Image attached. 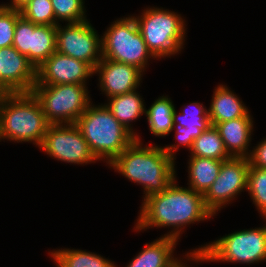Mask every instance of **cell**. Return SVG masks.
<instances>
[{
    "instance_id": "ac0fdd59",
    "label": "cell",
    "mask_w": 266,
    "mask_h": 267,
    "mask_svg": "<svg viewBox=\"0 0 266 267\" xmlns=\"http://www.w3.org/2000/svg\"><path fill=\"white\" fill-rule=\"evenodd\" d=\"M179 241L173 237L160 236L145 247L130 260L127 267H176L189 253L182 258L174 256L176 244Z\"/></svg>"
},
{
    "instance_id": "7402d4cb",
    "label": "cell",
    "mask_w": 266,
    "mask_h": 267,
    "mask_svg": "<svg viewBox=\"0 0 266 267\" xmlns=\"http://www.w3.org/2000/svg\"><path fill=\"white\" fill-rule=\"evenodd\" d=\"M56 267H118L102 255L80 249H57L49 251Z\"/></svg>"
},
{
    "instance_id": "f1b7e54d",
    "label": "cell",
    "mask_w": 266,
    "mask_h": 267,
    "mask_svg": "<svg viewBox=\"0 0 266 267\" xmlns=\"http://www.w3.org/2000/svg\"><path fill=\"white\" fill-rule=\"evenodd\" d=\"M247 158L249 166L266 168V138L253 147Z\"/></svg>"
},
{
    "instance_id": "52a82bcc",
    "label": "cell",
    "mask_w": 266,
    "mask_h": 267,
    "mask_svg": "<svg viewBox=\"0 0 266 267\" xmlns=\"http://www.w3.org/2000/svg\"><path fill=\"white\" fill-rule=\"evenodd\" d=\"M101 37L104 59L135 66L143 73L150 59L158 60L148 49L133 15L115 20Z\"/></svg>"
},
{
    "instance_id": "7c38bea8",
    "label": "cell",
    "mask_w": 266,
    "mask_h": 267,
    "mask_svg": "<svg viewBox=\"0 0 266 267\" xmlns=\"http://www.w3.org/2000/svg\"><path fill=\"white\" fill-rule=\"evenodd\" d=\"M12 46L37 69L56 51V26L37 25L21 15L16 22Z\"/></svg>"
},
{
    "instance_id": "d4e9b609",
    "label": "cell",
    "mask_w": 266,
    "mask_h": 267,
    "mask_svg": "<svg viewBox=\"0 0 266 267\" xmlns=\"http://www.w3.org/2000/svg\"><path fill=\"white\" fill-rule=\"evenodd\" d=\"M247 191L260 216L266 218V168L249 166Z\"/></svg>"
},
{
    "instance_id": "4316f807",
    "label": "cell",
    "mask_w": 266,
    "mask_h": 267,
    "mask_svg": "<svg viewBox=\"0 0 266 267\" xmlns=\"http://www.w3.org/2000/svg\"><path fill=\"white\" fill-rule=\"evenodd\" d=\"M21 15L37 25L57 26L51 0H31L21 10Z\"/></svg>"
},
{
    "instance_id": "3957f363",
    "label": "cell",
    "mask_w": 266,
    "mask_h": 267,
    "mask_svg": "<svg viewBox=\"0 0 266 267\" xmlns=\"http://www.w3.org/2000/svg\"><path fill=\"white\" fill-rule=\"evenodd\" d=\"M49 125L32 92L0 95V142H30L39 148Z\"/></svg>"
},
{
    "instance_id": "d6986e66",
    "label": "cell",
    "mask_w": 266,
    "mask_h": 267,
    "mask_svg": "<svg viewBox=\"0 0 266 267\" xmlns=\"http://www.w3.org/2000/svg\"><path fill=\"white\" fill-rule=\"evenodd\" d=\"M250 111L244 102L231 91L228 86L219 84L215 87L211 104L208 108V116L211 124L216 125L239 117L246 116Z\"/></svg>"
},
{
    "instance_id": "f546056e",
    "label": "cell",
    "mask_w": 266,
    "mask_h": 267,
    "mask_svg": "<svg viewBox=\"0 0 266 267\" xmlns=\"http://www.w3.org/2000/svg\"><path fill=\"white\" fill-rule=\"evenodd\" d=\"M31 0H11L8 4L2 5L9 9H14L20 11L23 7H25Z\"/></svg>"
},
{
    "instance_id": "1f68e13d",
    "label": "cell",
    "mask_w": 266,
    "mask_h": 267,
    "mask_svg": "<svg viewBox=\"0 0 266 267\" xmlns=\"http://www.w3.org/2000/svg\"><path fill=\"white\" fill-rule=\"evenodd\" d=\"M0 95H1V72H0Z\"/></svg>"
},
{
    "instance_id": "cb8c5ba5",
    "label": "cell",
    "mask_w": 266,
    "mask_h": 267,
    "mask_svg": "<svg viewBox=\"0 0 266 267\" xmlns=\"http://www.w3.org/2000/svg\"><path fill=\"white\" fill-rule=\"evenodd\" d=\"M189 152L190 156L212 158L219 161H225L231 158V156L225 150L219 131L214 125L203 131L194 140Z\"/></svg>"
},
{
    "instance_id": "4fadbf2b",
    "label": "cell",
    "mask_w": 266,
    "mask_h": 267,
    "mask_svg": "<svg viewBox=\"0 0 266 267\" xmlns=\"http://www.w3.org/2000/svg\"><path fill=\"white\" fill-rule=\"evenodd\" d=\"M93 75L94 69L88 63L55 51L37 68L35 85H86Z\"/></svg>"
},
{
    "instance_id": "277c9868",
    "label": "cell",
    "mask_w": 266,
    "mask_h": 267,
    "mask_svg": "<svg viewBox=\"0 0 266 267\" xmlns=\"http://www.w3.org/2000/svg\"><path fill=\"white\" fill-rule=\"evenodd\" d=\"M75 124L95 158L108 165L136 139L105 104L91 103Z\"/></svg>"
},
{
    "instance_id": "83f0119b",
    "label": "cell",
    "mask_w": 266,
    "mask_h": 267,
    "mask_svg": "<svg viewBox=\"0 0 266 267\" xmlns=\"http://www.w3.org/2000/svg\"><path fill=\"white\" fill-rule=\"evenodd\" d=\"M21 12L0 4V48L13 45L14 30Z\"/></svg>"
},
{
    "instance_id": "44dd1931",
    "label": "cell",
    "mask_w": 266,
    "mask_h": 267,
    "mask_svg": "<svg viewBox=\"0 0 266 267\" xmlns=\"http://www.w3.org/2000/svg\"><path fill=\"white\" fill-rule=\"evenodd\" d=\"M189 157L187 185L195 192L204 195L218 177L223 161L197 156Z\"/></svg>"
},
{
    "instance_id": "e0dca14e",
    "label": "cell",
    "mask_w": 266,
    "mask_h": 267,
    "mask_svg": "<svg viewBox=\"0 0 266 267\" xmlns=\"http://www.w3.org/2000/svg\"><path fill=\"white\" fill-rule=\"evenodd\" d=\"M253 118L250 112L237 119L220 122L215 125L223 140L225 150L231 157H248L254 131Z\"/></svg>"
},
{
    "instance_id": "ba28073f",
    "label": "cell",
    "mask_w": 266,
    "mask_h": 267,
    "mask_svg": "<svg viewBox=\"0 0 266 267\" xmlns=\"http://www.w3.org/2000/svg\"><path fill=\"white\" fill-rule=\"evenodd\" d=\"M87 85H34L33 95L39 101L50 125L74 124L92 103Z\"/></svg>"
},
{
    "instance_id": "6da1fadb",
    "label": "cell",
    "mask_w": 266,
    "mask_h": 267,
    "mask_svg": "<svg viewBox=\"0 0 266 267\" xmlns=\"http://www.w3.org/2000/svg\"><path fill=\"white\" fill-rule=\"evenodd\" d=\"M176 183L177 178L162 192L142 200L134 226L136 232L168 227L171 229L164 236L179 240L185 227L212 219L214 215L205 206L203 194Z\"/></svg>"
},
{
    "instance_id": "5bb4252c",
    "label": "cell",
    "mask_w": 266,
    "mask_h": 267,
    "mask_svg": "<svg viewBox=\"0 0 266 267\" xmlns=\"http://www.w3.org/2000/svg\"><path fill=\"white\" fill-rule=\"evenodd\" d=\"M1 95L31 92L37 69L13 46L0 48Z\"/></svg>"
},
{
    "instance_id": "30bf717a",
    "label": "cell",
    "mask_w": 266,
    "mask_h": 267,
    "mask_svg": "<svg viewBox=\"0 0 266 267\" xmlns=\"http://www.w3.org/2000/svg\"><path fill=\"white\" fill-rule=\"evenodd\" d=\"M56 51L88 63L93 69L103 59L102 37L90 20L56 26Z\"/></svg>"
},
{
    "instance_id": "ffe728a7",
    "label": "cell",
    "mask_w": 266,
    "mask_h": 267,
    "mask_svg": "<svg viewBox=\"0 0 266 267\" xmlns=\"http://www.w3.org/2000/svg\"><path fill=\"white\" fill-rule=\"evenodd\" d=\"M107 101L108 102L104 104L114 117L135 137H137L138 133L133 130L131 126L133 124L131 123L138 120L142 115H145L146 111L145 102L140 96V93L135 90L130 93L110 97Z\"/></svg>"
},
{
    "instance_id": "9c48e42d",
    "label": "cell",
    "mask_w": 266,
    "mask_h": 267,
    "mask_svg": "<svg viewBox=\"0 0 266 267\" xmlns=\"http://www.w3.org/2000/svg\"><path fill=\"white\" fill-rule=\"evenodd\" d=\"M39 149L53 159L74 165L98 161L75 123L49 125Z\"/></svg>"
},
{
    "instance_id": "7a4b0ae2",
    "label": "cell",
    "mask_w": 266,
    "mask_h": 267,
    "mask_svg": "<svg viewBox=\"0 0 266 267\" xmlns=\"http://www.w3.org/2000/svg\"><path fill=\"white\" fill-rule=\"evenodd\" d=\"M141 136L121 152L110 164L129 181L141 185L145 195L162 192L176 178V161L158 145H143Z\"/></svg>"
},
{
    "instance_id": "8fae6325",
    "label": "cell",
    "mask_w": 266,
    "mask_h": 267,
    "mask_svg": "<svg viewBox=\"0 0 266 267\" xmlns=\"http://www.w3.org/2000/svg\"><path fill=\"white\" fill-rule=\"evenodd\" d=\"M248 171L246 157H231L222 162L218 177L203 195L205 206L214 216L243 190L247 191Z\"/></svg>"
},
{
    "instance_id": "4dcf8cb0",
    "label": "cell",
    "mask_w": 266,
    "mask_h": 267,
    "mask_svg": "<svg viewBox=\"0 0 266 267\" xmlns=\"http://www.w3.org/2000/svg\"><path fill=\"white\" fill-rule=\"evenodd\" d=\"M185 259H183L176 267H190V265L187 264V262L190 261V252L185 256Z\"/></svg>"
},
{
    "instance_id": "9a60e30c",
    "label": "cell",
    "mask_w": 266,
    "mask_h": 267,
    "mask_svg": "<svg viewBox=\"0 0 266 267\" xmlns=\"http://www.w3.org/2000/svg\"><path fill=\"white\" fill-rule=\"evenodd\" d=\"M212 126L208 116V109L203 103L192 102L188 106L184 105V109L177 113L173 112V127L175 130V140L177 144L165 145L163 150L174 160L176 152L180 146L188 148L190 151L194 140L205 130Z\"/></svg>"
},
{
    "instance_id": "5b68a950",
    "label": "cell",
    "mask_w": 266,
    "mask_h": 267,
    "mask_svg": "<svg viewBox=\"0 0 266 267\" xmlns=\"http://www.w3.org/2000/svg\"><path fill=\"white\" fill-rule=\"evenodd\" d=\"M266 221V218H262ZM266 262V223L254 229L229 233L213 242L190 250V262H231L256 264Z\"/></svg>"
},
{
    "instance_id": "8992f818",
    "label": "cell",
    "mask_w": 266,
    "mask_h": 267,
    "mask_svg": "<svg viewBox=\"0 0 266 267\" xmlns=\"http://www.w3.org/2000/svg\"><path fill=\"white\" fill-rule=\"evenodd\" d=\"M134 18L143 40L156 58H171L184 48L187 22L181 14L153 6L146 7Z\"/></svg>"
},
{
    "instance_id": "484cf974",
    "label": "cell",
    "mask_w": 266,
    "mask_h": 267,
    "mask_svg": "<svg viewBox=\"0 0 266 267\" xmlns=\"http://www.w3.org/2000/svg\"><path fill=\"white\" fill-rule=\"evenodd\" d=\"M51 4L58 23H80L88 20L84 0H51Z\"/></svg>"
},
{
    "instance_id": "603a6c76",
    "label": "cell",
    "mask_w": 266,
    "mask_h": 267,
    "mask_svg": "<svg viewBox=\"0 0 266 267\" xmlns=\"http://www.w3.org/2000/svg\"><path fill=\"white\" fill-rule=\"evenodd\" d=\"M169 96L158 97L152 105L146 109L150 133L156 137H166L172 132L173 112L176 109Z\"/></svg>"
},
{
    "instance_id": "2e32d148",
    "label": "cell",
    "mask_w": 266,
    "mask_h": 267,
    "mask_svg": "<svg viewBox=\"0 0 266 267\" xmlns=\"http://www.w3.org/2000/svg\"><path fill=\"white\" fill-rule=\"evenodd\" d=\"M99 76V89L107 99L116 95L138 90L143 72L135 66L102 59L94 68V75Z\"/></svg>"
}]
</instances>
